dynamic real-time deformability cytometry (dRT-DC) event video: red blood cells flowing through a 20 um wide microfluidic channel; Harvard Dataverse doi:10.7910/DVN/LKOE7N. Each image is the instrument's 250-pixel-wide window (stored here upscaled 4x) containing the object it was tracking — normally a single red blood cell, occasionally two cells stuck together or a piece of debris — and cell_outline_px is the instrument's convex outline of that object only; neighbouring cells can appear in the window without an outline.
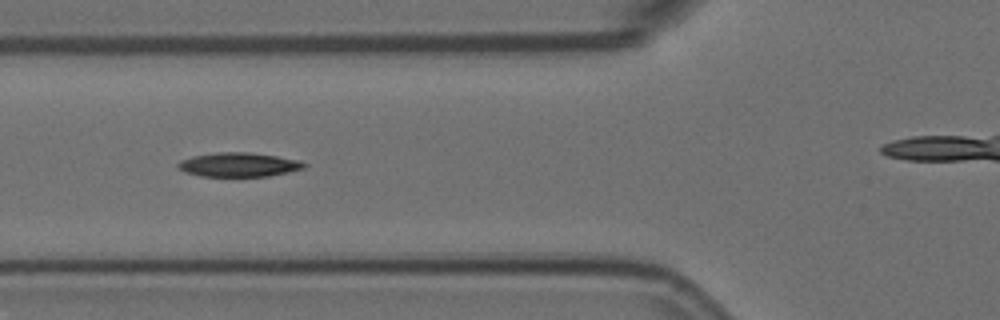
{"species": "Egyptian fruit bat (a non-hibernating species)", "species_latin": "Rousettus aegyptiacus", "temperature_condition": "room temperature", "stored_images_in_passage": 8, "camera_frame_rate_fps": 3000, "um_per_image_px": 0.085, "animal": {"sex": "female"}, "frame": {"image": 1, "passage_image": 6, "time_ms": 1.667, "image_size_px": [1000, 320], "cell_outline_px": [[308, 164], [304, 168], [288, 172], [268, 176], [200, 176], [184, 172], [176, 168], [176, 164], [180, 160], [192, 156], [216, 152], [248, 152], [276, 156], [300, 160]], "centroid_in_image_um": [20.25, 13.99], "position_along_channel_um": 105.5, "area_um2": 17.86}}
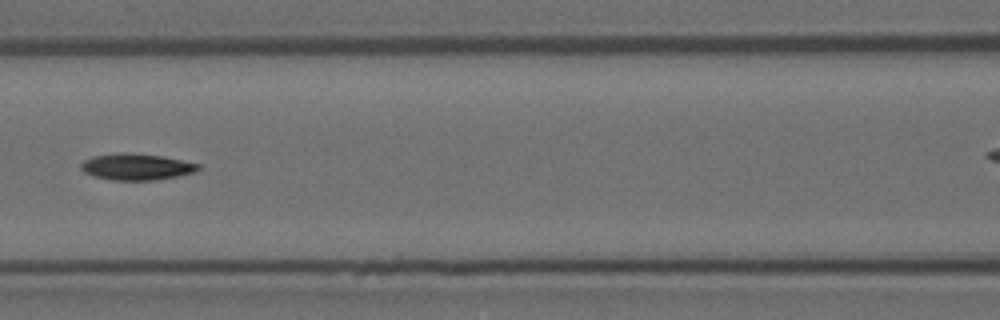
{"frame": {"image": 2, "passage_image": 7, "time_ms": 2.0, "image_size_px": [1000, 320], "cell_outline_px": [[200, 168], [192, 172], [176, 176], [152, 180], [112, 180], [92, 176], [84, 172], [80, 168], [80, 164], [84, 160], [92, 156], [124, 152], [164, 156], [200, 164]], "centroid_in_image_um": [11.55, 14.17], "position_along_channel_um": 155.0, "area_um2": 17.98}}